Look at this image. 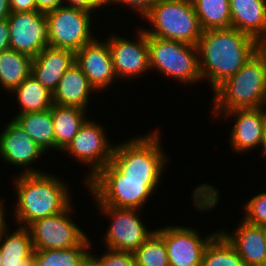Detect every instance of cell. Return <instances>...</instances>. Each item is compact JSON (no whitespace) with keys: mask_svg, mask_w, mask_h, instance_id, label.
Here are the masks:
<instances>
[{"mask_svg":"<svg viewBox=\"0 0 266 266\" xmlns=\"http://www.w3.org/2000/svg\"><path fill=\"white\" fill-rule=\"evenodd\" d=\"M197 48L202 81L208 78L214 91L234 76L261 44L247 33L229 27L203 31Z\"/></svg>","mask_w":266,"mask_h":266,"instance_id":"obj_1","label":"cell"},{"mask_svg":"<svg viewBox=\"0 0 266 266\" xmlns=\"http://www.w3.org/2000/svg\"><path fill=\"white\" fill-rule=\"evenodd\" d=\"M15 178L17 204L13 218L20 227L27 228L38 219L63 212L71 204L69 187L54 175L27 167Z\"/></svg>","mask_w":266,"mask_h":266,"instance_id":"obj_2","label":"cell"},{"mask_svg":"<svg viewBox=\"0 0 266 266\" xmlns=\"http://www.w3.org/2000/svg\"><path fill=\"white\" fill-rule=\"evenodd\" d=\"M213 92L215 118L230 110L266 107V44Z\"/></svg>","mask_w":266,"mask_h":266,"instance_id":"obj_3","label":"cell"},{"mask_svg":"<svg viewBox=\"0 0 266 266\" xmlns=\"http://www.w3.org/2000/svg\"><path fill=\"white\" fill-rule=\"evenodd\" d=\"M158 131L131 138L113 149L111 163L123 174V179L161 180L166 167Z\"/></svg>","mask_w":266,"mask_h":266,"instance_id":"obj_4","label":"cell"},{"mask_svg":"<svg viewBox=\"0 0 266 266\" xmlns=\"http://www.w3.org/2000/svg\"><path fill=\"white\" fill-rule=\"evenodd\" d=\"M160 180L123 179V174L109 162L88 183L97 206L141 209L154 193Z\"/></svg>","mask_w":266,"mask_h":266,"instance_id":"obj_5","label":"cell"},{"mask_svg":"<svg viewBox=\"0 0 266 266\" xmlns=\"http://www.w3.org/2000/svg\"><path fill=\"white\" fill-rule=\"evenodd\" d=\"M154 29L147 35L197 46L202 35L192 0H159L144 17Z\"/></svg>","mask_w":266,"mask_h":266,"instance_id":"obj_6","label":"cell"},{"mask_svg":"<svg viewBox=\"0 0 266 266\" xmlns=\"http://www.w3.org/2000/svg\"><path fill=\"white\" fill-rule=\"evenodd\" d=\"M148 48L150 69L184 85L202 80L197 46L148 35Z\"/></svg>","mask_w":266,"mask_h":266,"instance_id":"obj_7","label":"cell"},{"mask_svg":"<svg viewBox=\"0 0 266 266\" xmlns=\"http://www.w3.org/2000/svg\"><path fill=\"white\" fill-rule=\"evenodd\" d=\"M91 11L60 6L46 13L49 46L68 49L75 53L95 39L91 34Z\"/></svg>","mask_w":266,"mask_h":266,"instance_id":"obj_8","label":"cell"},{"mask_svg":"<svg viewBox=\"0 0 266 266\" xmlns=\"http://www.w3.org/2000/svg\"><path fill=\"white\" fill-rule=\"evenodd\" d=\"M71 209L70 204L63 212L38 219L27 227L34 250L67 249L78 246L87 237L71 220Z\"/></svg>","mask_w":266,"mask_h":266,"instance_id":"obj_9","label":"cell"},{"mask_svg":"<svg viewBox=\"0 0 266 266\" xmlns=\"http://www.w3.org/2000/svg\"><path fill=\"white\" fill-rule=\"evenodd\" d=\"M104 131L101 124L88 119L64 150L80 163L91 166L90 173L85 176V184L111 162L114 145H110L111 142L108 141Z\"/></svg>","mask_w":266,"mask_h":266,"instance_id":"obj_10","label":"cell"},{"mask_svg":"<svg viewBox=\"0 0 266 266\" xmlns=\"http://www.w3.org/2000/svg\"><path fill=\"white\" fill-rule=\"evenodd\" d=\"M98 208L100 213H105L112 220L104 237L107 249L134 253L155 232L154 229L147 230L137 214L138 209L110 206Z\"/></svg>","mask_w":266,"mask_h":266,"instance_id":"obj_11","label":"cell"},{"mask_svg":"<svg viewBox=\"0 0 266 266\" xmlns=\"http://www.w3.org/2000/svg\"><path fill=\"white\" fill-rule=\"evenodd\" d=\"M7 21L10 28V49L35 58L46 46H49L45 13L11 12Z\"/></svg>","mask_w":266,"mask_h":266,"instance_id":"obj_12","label":"cell"},{"mask_svg":"<svg viewBox=\"0 0 266 266\" xmlns=\"http://www.w3.org/2000/svg\"><path fill=\"white\" fill-rule=\"evenodd\" d=\"M155 232L164 240L170 266H200L206 246L220 231L205 238L196 229L176 225Z\"/></svg>","mask_w":266,"mask_h":266,"instance_id":"obj_13","label":"cell"},{"mask_svg":"<svg viewBox=\"0 0 266 266\" xmlns=\"http://www.w3.org/2000/svg\"><path fill=\"white\" fill-rule=\"evenodd\" d=\"M140 29L135 41L118 35L107 40L116 78L131 79L150 71L148 35L143 28Z\"/></svg>","mask_w":266,"mask_h":266,"instance_id":"obj_14","label":"cell"},{"mask_svg":"<svg viewBox=\"0 0 266 266\" xmlns=\"http://www.w3.org/2000/svg\"><path fill=\"white\" fill-rule=\"evenodd\" d=\"M76 64L88 78L90 85L100 92L116 79L108 41L94 39L75 53Z\"/></svg>","mask_w":266,"mask_h":266,"instance_id":"obj_15","label":"cell"},{"mask_svg":"<svg viewBox=\"0 0 266 266\" xmlns=\"http://www.w3.org/2000/svg\"><path fill=\"white\" fill-rule=\"evenodd\" d=\"M266 108L236 109L224 112L222 116L235 118L231 128L230 145L236 152H246L259 147L266 125Z\"/></svg>","mask_w":266,"mask_h":266,"instance_id":"obj_16","label":"cell"},{"mask_svg":"<svg viewBox=\"0 0 266 266\" xmlns=\"http://www.w3.org/2000/svg\"><path fill=\"white\" fill-rule=\"evenodd\" d=\"M0 134V157L17 167H27L36 162L45 151L13 118Z\"/></svg>","mask_w":266,"mask_h":266,"instance_id":"obj_17","label":"cell"},{"mask_svg":"<svg viewBox=\"0 0 266 266\" xmlns=\"http://www.w3.org/2000/svg\"><path fill=\"white\" fill-rule=\"evenodd\" d=\"M236 248L246 266H266V228L248 223L242 218L231 235L220 231ZM234 234V235H233Z\"/></svg>","mask_w":266,"mask_h":266,"instance_id":"obj_18","label":"cell"},{"mask_svg":"<svg viewBox=\"0 0 266 266\" xmlns=\"http://www.w3.org/2000/svg\"><path fill=\"white\" fill-rule=\"evenodd\" d=\"M75 63L74 51L46 46L33 58L31 75L53 93L65 71Z\"/></svg>","mask_w":266,"mask_h":266,"instance_id":"obj_19","label":"cell"},{"mask_svg":"<svg viewBox=\"0 0 266 266\" xmlns=\"http://www.w3.org/2000/svg\"><path fill=\"white\" fill-rule=\"evenodd\" d=\"M231 27L266 44V0H230Z\"/></svg>","mask_w":266,"mask_h":266,"instance_id":"obj_20","label":"cell"},{"mask_svg":"<svg viewBox=\"0 0 266 266\" xmlns=\"http://www.w3.org/2000/svg\"><path fill=\"white\" fill-rule=\"evenodd\" d=\"M94 90L81 68L75 63L65 71L53 92V104L86 110L89 107V95Z\"/></svg>","mask_w":266,"mask_h":266,"instance_id":"obj_21","label":"cell"},{"mask_svg":"<svg viewBox=\"0 0 266 266\" xmlns=\"http://www.w3.org/2000/svg\"><path fill=\"white\" fill-rule=\"evenodd\" d=\"M51 112L55 135V149L64 151L87 120L86 110L78 107L53 104Z\"/></svg>","mask_w":266,"mask_h":266,"instance_id":"obj_22","label":"cell"},{"mask_svg":"<svg viewBox=\"0 0 266 266\" xmlns=\"http://www.w3.org/2000/svg\"><path fill=\"white\" fill-rule=\"evenodd\" d=\"M7 230L0 236L2 265L35 264L34 248L29 229L19 226L18 229L9 234H7Z\"/></svg>","mask_w":266,"mask_h":266,"instance_id":"obj_23","label":"cell"},{"mask_svg":"<svg viewBox=\"0 0 266 266\" xmlns=\"http://www.w3.org/2000/svg\"><path fill=\"white\" fill-rule=\"evenodd\" d=\"M33 58L7 49L0 53V85L10 93L31 75Z\"/></svg>","mask_w":266,"mask_h":266,"instance_id":"obj_24","label":"cell"},{"mask_svg":"<svg viewBox=\"0 0 266 266\" xmlns=\"http://www.w3.org/2000/svg\"><path fill=\"white\" fill-rule=\"evenodd\" d=\"M13 119L44 151L55 149V135L51 108L40 112L17 114Z\"/></svg>","mask_w":266,"mask_h":266,"instance_id":"obj_25","label":"cell"},{"mask_svg":"<svg viewBox=\"0 0 266 266\" xmlns=\"http://www.w3.org/2000/svg\"><path fill=\"white\" fill-rule=\"evenodd\" d=\"M90 242L91 240L86 237L75 247L34 250L35 266H84L89 260Z\"/></svg>","mask_w":266,"mask_h":266,"instance_id":"obj_26","label":"cell"},{"mask_svg":"<svg viewBox=\"0 0 266 266\" xmlns=\"http://www.w3.org/2000/svg\"><path fill=\"white\" fill-rule=\"evenodd\" d=\"M19 103V114L40 112L53 106V93L30 75L12 91Z\"/></svg>","mask_w":266,"mask_h":266,"instance_id":"obj_27","label":"cell"},{"mask_svg":"<svg viewBox=\"0 0 266 266\" xmlns=\"http://www.w3.org/2000/svg\"><path fill=\"white\" fill-rule=\"evenodd\" d=\"M230 0H192L202 31L231 27Z\"/></svg>","mask_w":266,"mask_h":266,"instance_id":"obj_28","label":"cell"},{"mask_svg":"<svg viewBox=\"0 0 266 266\" xmlns=\"http://www.w3.org/2000/svg\"><path fill=\"white\" fill-rule=\"evenodd\" d=\"M200 266H246L236 248L219 232L206 246Z\"/></svg>","mask_w":266,"mask_h":266,"instance_id":"obj_29","label":"cell"},{"mask_svg":"<svg viewBox=\"0 0 266 266\" xmlns=\"http://www.w3.org/2000/svg\"><path fill=\"white\" fill-rule=\"evenodd\" d=\"M135 266H170L164 240L154 232L134 252Z\"/></svg>","mask_w":266,"mask_h":266,"instance_id":"obj_30","label":"cell"},{"mask_svg":"<svg viewBox=\"0 0 266 266\" xmlns=\"http://www.w3.org/2000/svg\"><path fill=\"white\" fill-rule=\"evenodd\" d=\"M244 208L245 221L266 228V192L251 198L244 204Z\"/></svg>","mask_w":266,"mask_h":266,"instance_id":"obj_31","label":"cell"},{"mask_svg":"<svg viewBox=\"0 0 266 266\" xmlns=\"http://www.w3.org/2000/svg\"><path fill=\"white\" fill-rule=\"evenodd\" d=\"M89 260L95 266H135L133 252L116 251L111 249H107V252L98 258L90 253Z\"/></svg>","mask_w":266,"mask_h":266,"instance_id":"obj_32","label":"cell"},{"mask_svg":"<svg viewBox=\"0 0 266 266\" xmlns=\"http://www.w3.org/2000/svg\"><path fill=\"white\" fill-rule=\"evenodd\" d=\"M159 0H104L105 5L113 4H122L129 6L131 9H136L137 13L141 14L144 18L152 9V7L158 2Z\"/></svg>","mask_w":266,"mask_h":266,"instance_id":"obj_33","label":"cell"},{"mask_svg":"<svg viewBox=\"0 0 266 266\" xmlns=\"http://www.w3.org/2000/svg\"><path fill=\"white\" fill-rule=\"evenodd\" d=\"M70 7H78L93 12V10L102 7L104 0H65Z\"/></svg>","mask_w":266,"mask_h":266,"instance_id":"obj_34","label":"cell"},{"mask_svg":"<svg viewBox=\"0 0 266 266\" xmlns=\"http://www.w3.org/2000/svg\"><path fill=\"white\" fill-rule=\"evenodd\" d=\"M11 12L37 11L35 0H9Z\"/></svg>","mask_w":266,"mask_h":266,"instance_id":"obj_35","label":"cell"},{"mask_svg":"<svg viewBox=\"0 0 266 266\" xmlns=\"http://www.w3.org/2000/svg\"><path fill=\"white\" fill-rule=\"evenodd\" d=\"M10 49V28L7 19L0 21V53Z\"/></svg>","mask_w":266,"mask_h":266,"instance_id":"obj_36","label":"cell"},{"mask_svg":"<svg viewBox=\"0 0 266 266\" xmlns=\"http://www.w3.org/2000/svg\"><path fill=\"white\" fill-rule=\"evenodd\" d=\"M37 11L47 13L53 11L57 7L66 5L64 0H35ZM64 3V4H63Z\"/></svg>","mask_w":266,"mask_h":266,"instance_id":"obj_37","label":"cell"},{"mask_svg":"<svg viewBox=\"0 0 266 266\" xmlns=\"http://www.w3.org/2000/svg\"><path fill=\"white\" fill-rule=\"evenodd\" d=\"M10 13L9 0H0V21L7 19Z\"/></svg>","mask_w":266,"mask_h":266,"instance_id":"obj_38","label":"cell"},{"mask_svg":"<svg viewBox=\"0 0 266 266\" xmlns=\"http://www.w3.org/2000/svg\"><path fill=\"white\" fill-rule=\"evenodd\" d=\"M5 208L4 205H2V202L0 201V236L3 234V232L8 228L6 224L5 217Z\"/></svg>","mask_w":266,"mask_h":266,"instance_id":"obj_39","label":"cell"},{"mask_svg":"<svg viewBox=\"0 0 266 266\" xmlns=\"http://www.w3.org/2000/svg\"><path fill=\"white\" fill-rule=\"evenodd\" d=\"M260 146H262V148H263L262 156L264 158L266 156V125H265V128H264V133H263V136H262V142H261Z\"/></svg>","mask_w":266,"mask_h":266,"instance_id":"obj_40","label":"cell"},{"mask_svg":"<svg viewBox=\"0 0 266 266\" xmlns=\"http://www.w3.org/2000/svg\"><path fill=\"white\" fill-rule=\"evenodd\" d=\"M2 266H35V264H14V265H2Z\"/></svg>","mask_w":266,"mask_h":266,"instance_id":"obj_41","label":"cell"},{"mask_svg":"<svg viewBox=\"0 0 266 266\" xmlns=\"http://www.w3.org/2000/svg\"><path fill=\"white\" fill-rule=\"evenodd\" d=\"M84 266H95V265L90 260H88Z\"/></svg>","mask_w":266,"mask_h":266,"instance_id":"obj_42","label":"cell"},{"mask_svg":"<svg viewBox=\"0 0 266 266\" xmlns=\"http://www.w3.org/2000/svg\"><path fill=\"white\" fill-rule=\"evenodd\" d=\"M0 266H2V256H1V252H0Z\"/></svg>","mask_w":266,"mask_h":266,"instance_id":"obj_43","label":"cell"}]
</instances>
